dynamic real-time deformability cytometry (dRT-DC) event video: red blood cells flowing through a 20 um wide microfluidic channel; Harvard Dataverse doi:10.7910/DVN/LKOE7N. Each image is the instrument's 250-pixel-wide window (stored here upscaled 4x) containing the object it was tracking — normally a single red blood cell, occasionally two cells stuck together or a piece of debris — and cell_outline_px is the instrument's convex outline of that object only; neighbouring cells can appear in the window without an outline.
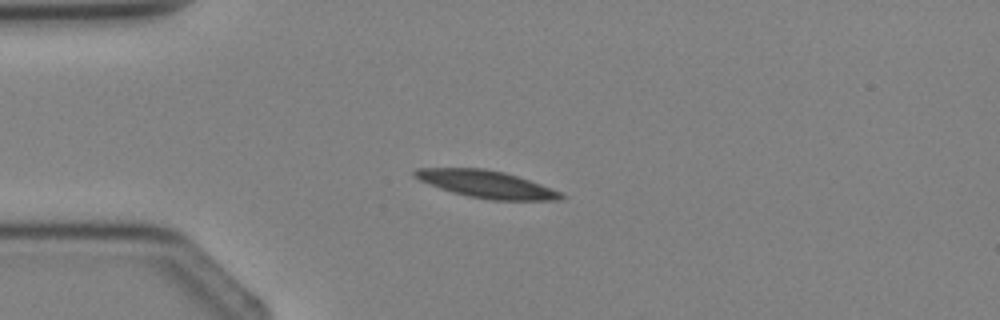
{"species": "Egyptian fruit bat (a non-hibernating species)", "species_latin": "Rousettus aegyptiacus", "temperature_condition": "cold", "stored_images_in_passage": 3, "camera_frame_rate_fps": 3000, "um_per_image_px": 0.085, "animal": {"sex": "female"}, "frame": {"image": 1, "passage_image": 2, "time_ms": 1.333, "image_size_px": [1000, 320], "cell_outline_px": [[568, 196], [564, 200], [492, 200], [468, 196], [452, 192], [440, 188], [420, 180], [412, 176], [412, 172], [416, 168], [484, 168], [504, 172], [540, 184], [560, 192]], "centroid_in_image_um": [41.35, 15.66], "position_along_channel_um": 43.6, "area_um2": 23.18}}
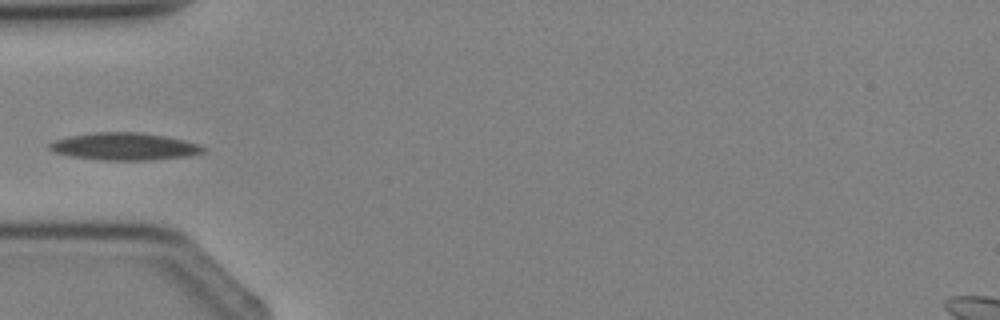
{"frame": {"image": 2, "passage_image": 3, "time_ms": 2.333, "image_size_px": [1000, 320], "cell_outline_px": [[204, 152], [188, 156], [148, 160], [100, 160], [72, 156], [56, 152], [48, 148], [48, 144], [52, 140], [72, 136], [96, 132], [136, 132], [164, 136], [184, 140], [200, 144], [204, 148]], "centroid_in_image_um": [10.57, 12.45], "position_along_channel_um": 74.4, "area_um2": 24.28}}